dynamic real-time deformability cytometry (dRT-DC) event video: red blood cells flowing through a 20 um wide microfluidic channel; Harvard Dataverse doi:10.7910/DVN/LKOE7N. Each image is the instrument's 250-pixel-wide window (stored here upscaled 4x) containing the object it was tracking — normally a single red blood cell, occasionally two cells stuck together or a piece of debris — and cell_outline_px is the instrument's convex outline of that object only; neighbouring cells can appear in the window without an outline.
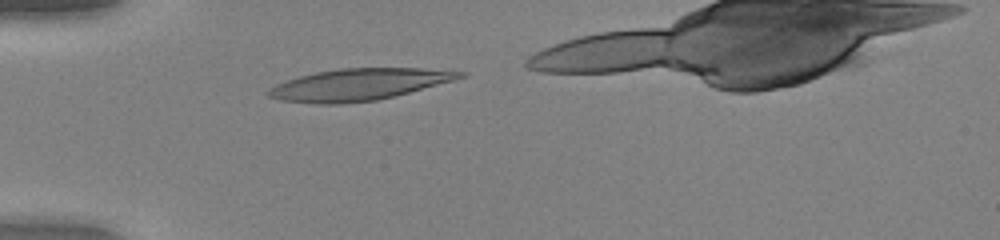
{"species": "human", "species_latin": "Homo sapiens", "temperature_condition": "warm", "stored_images_in_passage": 32, "camera_frame_rate_fps": 3000, "um_per_image_px": 0.085, "donor": {"sex": "female"}, "frame": {"image": 1, "passage_image": 2, "time_ms": 0.333, "image_size_px": [1000, 240], "cell_outline_px": [[468, 76], [456, 80], [376, 100], [340, 104], [316, 104], [280, 100], [268, 96], [264, 92], [268, 88], [276, 84], [300, 76], [316, 72], [340, 68], [420, 68], [468, 72]], "centroid_in_image_um": [30.49, 7.18], "position_along_channel_um": 54.5, "area_um2": 35.37}}
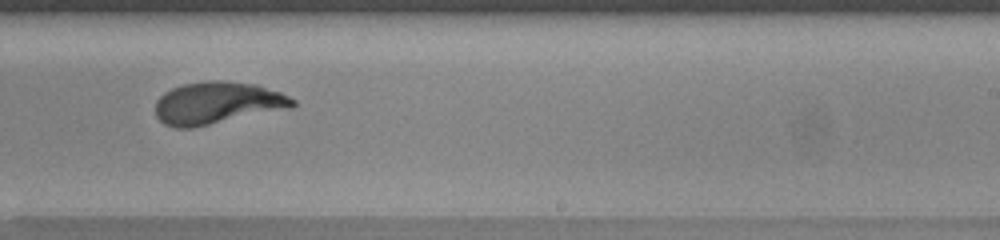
{"frame": {"image": 2, "passage_image": 19, "time_ms": 6.0, "image_size_px": [1000, 240], "cell_outline_px": [[296, 104], [292, 108], [192, 128], [176, 128], [164, 124], [156, 116], [156, 100], [164, 92], [172, 88], [184, 84], [208, 80], [220, 80], [256, 84], [280, 92], [296, 100]], "centroid_in_image_um": [18.48, 8.76], "position_along_channel_um": 270.5, "area_um2": 33.93}}
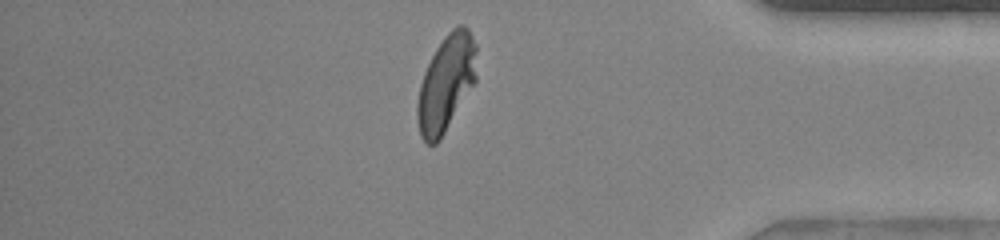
{"frame": {"image": 3, "passage_image": 30, "time_ms": 9.667, "image_size_px": [1000, 240], "cell_outline_px": [[476, 80], [440, 140], [436, 144], [428, 144], [420, 136], [416, 116], [416, 104], [420, 84], [424, 72], [436, 48], [444, 36], [456, 24], [464, 24], [468, 28], [476, 44]], "centroid_in_image_um": [37.91, 7.06], "position_along_channel_um": 397.3, "area_um2": 33.35}}